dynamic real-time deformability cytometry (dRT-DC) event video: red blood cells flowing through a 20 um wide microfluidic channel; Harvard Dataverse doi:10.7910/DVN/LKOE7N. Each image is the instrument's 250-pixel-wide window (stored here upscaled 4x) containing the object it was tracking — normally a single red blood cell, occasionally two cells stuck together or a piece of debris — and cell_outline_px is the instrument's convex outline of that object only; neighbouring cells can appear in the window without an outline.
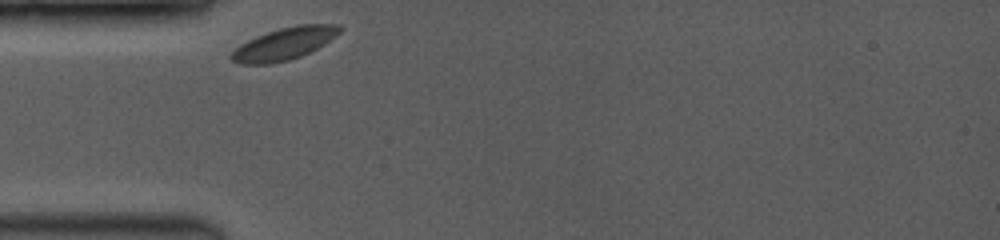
{"species": "common noctule bat (a hibernating species)", "species_latin": "Nyctalus noctula", "temperature_condition": "room temperature", "stored_images_in_passage": 27, "camera_frame_rate_fps": 3500, "um_per_image_px": 0.085, "animal": {"sex": "female", "body_mass_g": 19.0, "forearm_length_mm": 53.3}, "frame": {"image": 1, "passage_image": 1, "time_ms": 0.0, "image_size_px": [1000, 240], "cell_outline_px": [[344, 28], [336, 36], [324, 44], [300, 56], [288, 60], [268, 64], [240, 64], [232, 60], [228, 56], [240, 44], [256, 36], [280, 28], [296, 24], [340, 24]], "centroid_in_image_um": [24.17, 3.7], "position_along_channel_um": 60.8, "area_um2": 20.29}}
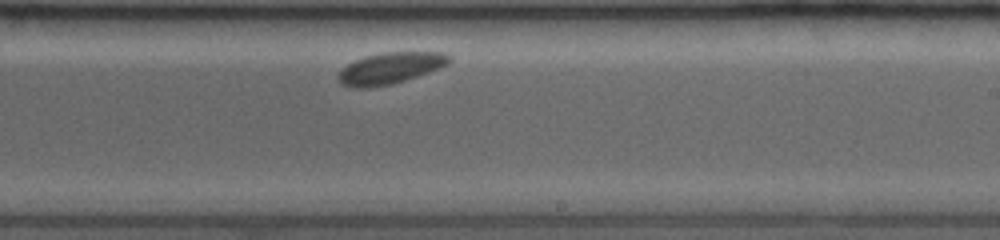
{"frame": {"image": 2, "passage_image": 16, "time_ms": 5.429, "image_size_px": [1000, 240], "cell_outline_px": [[452, 60], [448, 64], [440, 68], [392, 84], [368, 88], [356, 88], [340, 84], [336, 76], [340, 68], [364, 56], [384, 52], [444, 52], [452, 56]], "centroid_in_image_um": [33.15, 5.79], "position_along_channel_um": 255.9, "area_um2": 20.46}}
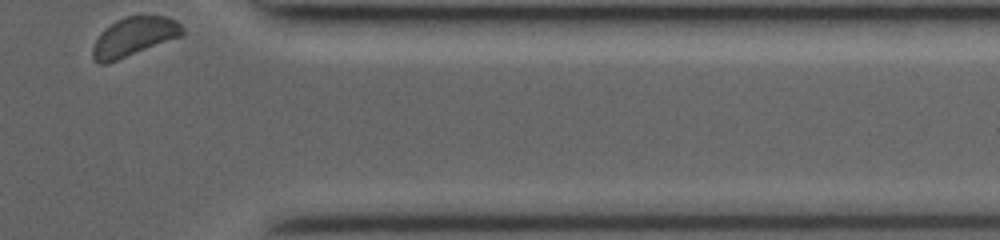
{"frame": {"image": 3, "passage_image": 27, "time_ms": 9.429, "image_size_px": [1000, 240], "cell_outline_px": [[184, 32], [180, 36], [108, 64], [100, 64], [92, 60], [92, 48], [96, 40], [104, 28], [116, 20], [124, 16], [168, 16], [176, 20], [184, 28]], "centroid_in_image_um": [11.35, 3.13], "position_along_channel_um": 400.0, "area_um2": 20.4}, "authors_computed_cell_mechanics": {"area_um2": 20.4612, "velocity_mm_per_s": 3.6523, "shape_relaxation_time_tau1_ms": 0.8587, "shape_relaxation_time_tau2_ms": null, "deformation_change_tau1": 0.0391, "deformation_change_tau2": null}}